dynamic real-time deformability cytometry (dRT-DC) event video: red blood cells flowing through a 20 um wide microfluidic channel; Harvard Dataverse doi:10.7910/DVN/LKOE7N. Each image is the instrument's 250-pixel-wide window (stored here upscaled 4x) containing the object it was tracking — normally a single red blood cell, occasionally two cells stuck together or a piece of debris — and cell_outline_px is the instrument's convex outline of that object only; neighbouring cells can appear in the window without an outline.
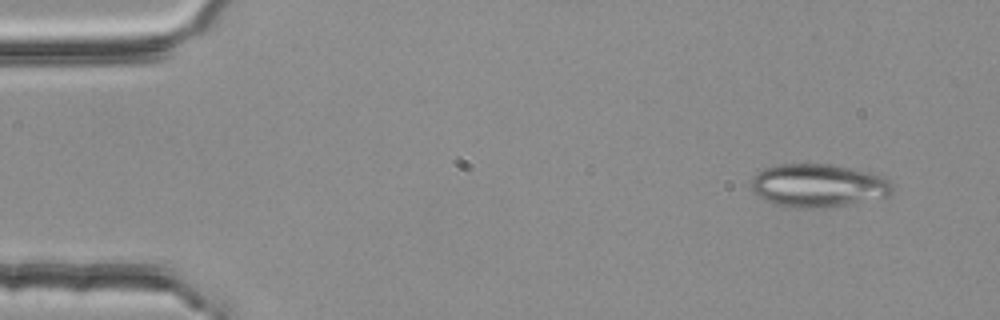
{"species": "common noctule bat (a hibernating species)", "species_latin": "Nyctalus noctula", "temperature_condition": "room temperature", "stored_images_in_passage": 52, "camera_frame_rate_fps": 3000, "um_per_image_px": 0.085, "animal": {"sex": "female", "body_mass_g": 25.1}, "frame": {"image": 1, "passage_image": 3, "time_ms": 0.667, "image_size_px": [1000, 320], "cell_outline_px": [[892, 192], [888, 196], [824, 208], [796, 208], [776, 204], [752, 192], [752, 176], [764, 168], [776, 164], [832, 164], [864, 172], [888, 180], [892, 184]], "centroid_in_image_um": [69.48, 15.77], "position_along_channel_um": 15.5, "area_um2": 34.91}}
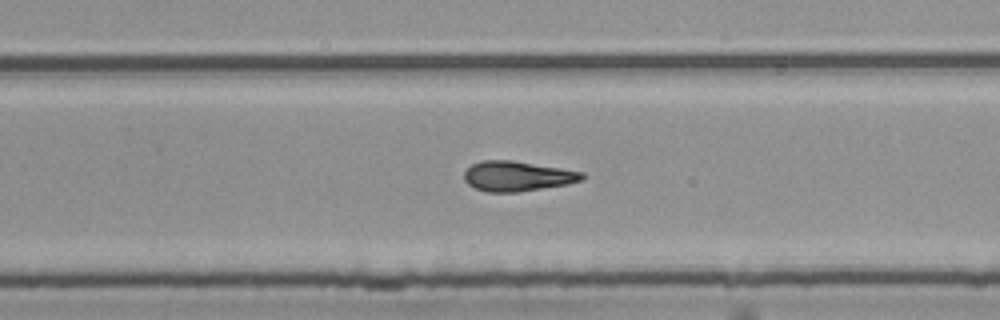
{"frame": {"image": 2, "passage_image": 33, "time_ms": 10.667, "image_size_px": [1000, 320], "cell_outline_px": [[588, 176], [584, 180], [568, 184], [516, 192], [488, 192], [476, 188], [468, 184], [464, 180], [464, 172], [472, 164], [480, 160], [512, 160], [584, 172]], "centroid_in_image_um": [44.0, 14.97], "position_along_channel_um": 285.8, "area_um2": 20.69}}
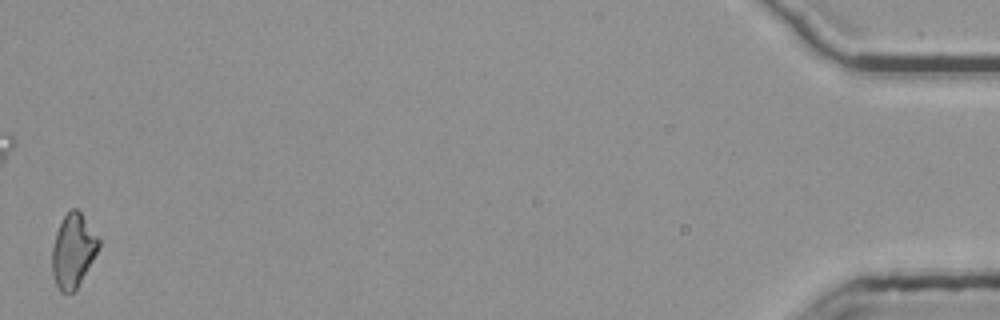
{"frame": {"image": 3, "passage_image": 52, "time_ms": 17.0, "image_size_px": [1000, 320], "cell_outline_px": [[100, 248], [76, 288], [72, 292], [60, 292], [56, 284], [52, 272], [52, 248], [56, 232], [64, 216], [72, 208], [76, 208], [80, 212], [100, 240]], "centroid_in_image_um": [6.21, 21.31], "position_along_channel_um": 429.0, "area_um2": 19.65}, "authors_computed_cell_mechanics": {"area_um2": 20.9236, "velocity_mm_per_s": 3.8041, "shape_relaxation_time_tau1_ms": null, "shape_relaxation_time_tau2_ms": 4.6621, "deformation_change_tau1": null, "deformation_change_tau2": 0.1534}}